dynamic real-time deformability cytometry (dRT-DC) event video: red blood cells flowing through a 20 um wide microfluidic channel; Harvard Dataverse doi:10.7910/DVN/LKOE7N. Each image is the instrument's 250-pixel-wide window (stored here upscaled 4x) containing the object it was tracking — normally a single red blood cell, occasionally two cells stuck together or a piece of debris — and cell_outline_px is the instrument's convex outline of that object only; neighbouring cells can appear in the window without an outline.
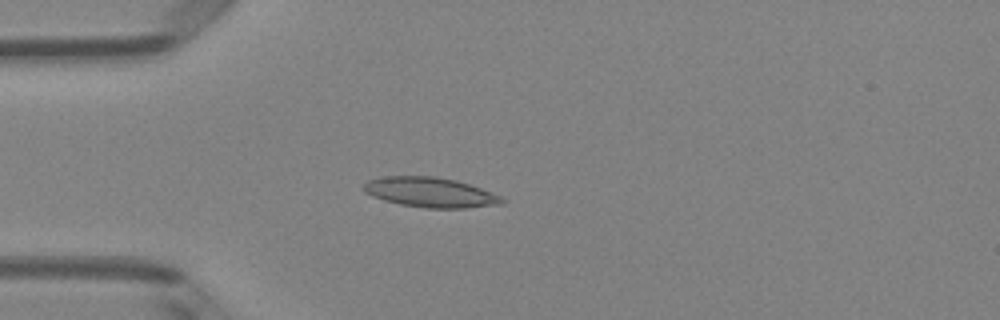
{"species": "Egyptian fruit bat (a non-hibernating species)", "species_latin": "Rousettus aegyptiacus", "temperature_condition": "room temperature", "stored_images_in_passage": 50, "camera_frame_rate_fps": 3000, "um_per_image_px": 0.085, "animal": {"sex": "female"}, "frame": {"image": 1, "passage_image": 14, "time_ms": 4.333, "image_size_px": [1000, 320], "cell_outline_px": [[504, 204], [464, 208], [424, 208], [400, 204], [384, 200], [372, 196], [364, 192], [360, 188], [368, 180], [384, 176], [432, 176], [456, 180], [480, 188], [500, 196], [504, 200]], "centroid_in_image_um": [36.53, 16.35], "position_along_channel_um": 48.5, "area_um2": 24.1}}
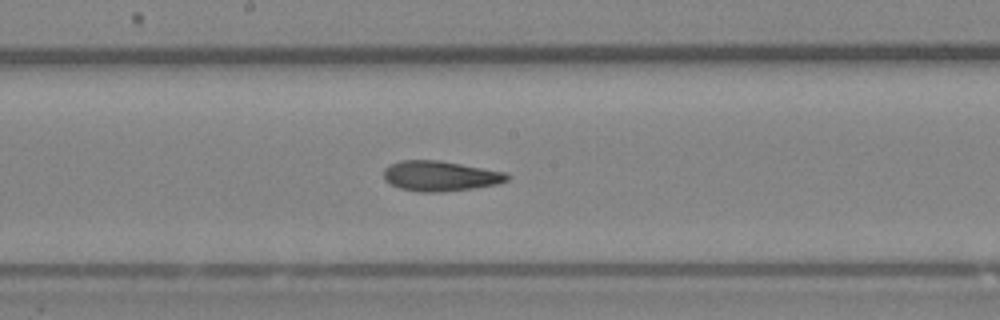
{"frame": {"image": 2, "passage_image": 27, "time_ms": 8.667, "image_size_px": [1000, 320], "cell_outline_px": [[512, 176], [508, 180], [500, 184], [472, 188], [440, 192], [416, 192], [400, 188], [388, 184], [384, 180], [384, 168], [388, 164], [400, 160], [436, 160], [508, 172]], "centroid_in_image_um": [37.41, 14.96], "position_along_channel_um": 210.8, "area_um2": 22.02}}
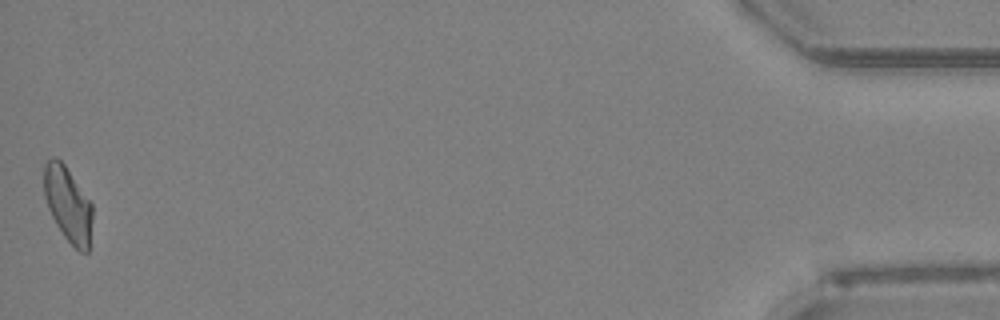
{"frame": {"image": 3, "passage_image": 50, "time_ms": 16.333, "image_size_px": [1000, 320], "cell_outline_px": [[92, 220], [88, 252], [80, 252], [64, 236], [56, 224], [48, 208], [44, 196], [44, 164], [52, 156], [56, 156], [64, 164], [92, 204]], "centroid_in_image_um": [5.76, 17.35], "position_along_channel_um": 429.4, "area_um2": 20.98}, "authors_computed_cell_mechanics": {"area_um2": 21.9929, "velocity_mm_per_s": 4.0656, "shape_relaxation_time_tau1_ms": null, "shape_relaxation_time_tau2_ms": 3.905, "deformation_change_tau1": null, "deformation_change_tau2": 0.1248}}